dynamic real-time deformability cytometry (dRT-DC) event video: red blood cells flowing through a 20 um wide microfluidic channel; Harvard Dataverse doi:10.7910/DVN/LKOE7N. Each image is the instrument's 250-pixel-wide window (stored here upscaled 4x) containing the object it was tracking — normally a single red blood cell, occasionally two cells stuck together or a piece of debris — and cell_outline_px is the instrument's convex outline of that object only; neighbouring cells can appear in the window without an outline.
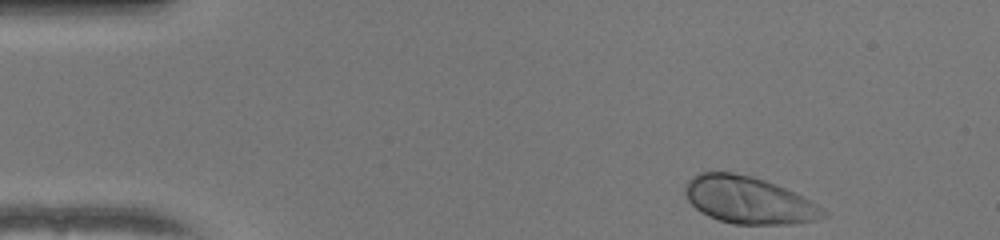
{"species": "human", "species_latin": "Homo sapiens", "temperature_condition": "warm", "stored_images_in_passage": 46, "camera_frame_rate_fps": 3000, "um_per_image_px": 0.085, "donor": {"sex": "female"}, "frame": {"image": 1, "passage_image": 1, "time_ms": 0.0, "image_size_px": [1000, 240], "cell_outline_px": [[828, 216], [816, 220], [792, 224], [732, 224], [708, 216], [696, 208], [688, 200], [684, 192], [684, 188], [688, 180], [692, 176], [700, 172], [732, 172], [752, 176], [776, 184], [816, 204], [828, 212]], "centroid_in_image_um": [63.62, 17.01], "position_along_channel_um": 21.4, "area_um2": 37.74}}
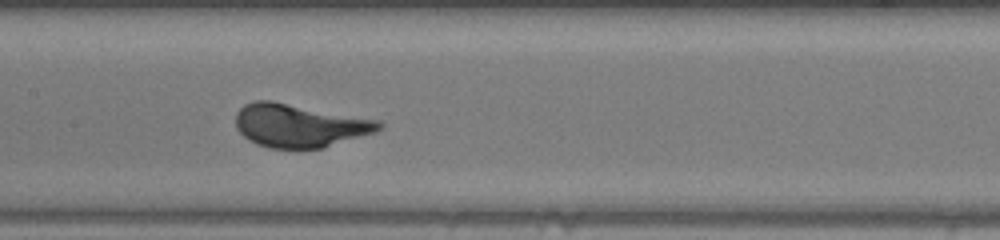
{"frame": {"image": 2, "passage_image": 20, "time_ms": 6.333, "image_size_px": [1000, 240], "cell_outline_px": [[384, 128], [376, 132], [324, 148], [268, 148], [256, 144], [248, 140], [236, 128], [236, 112], [244, 104], [256, 100], [272, 100], [380, 120], [384, 124]], "centroid_in_image_um": [25.48, 10.66], "position_along_channel_um": 181.9, "area_um2": 36.47}}
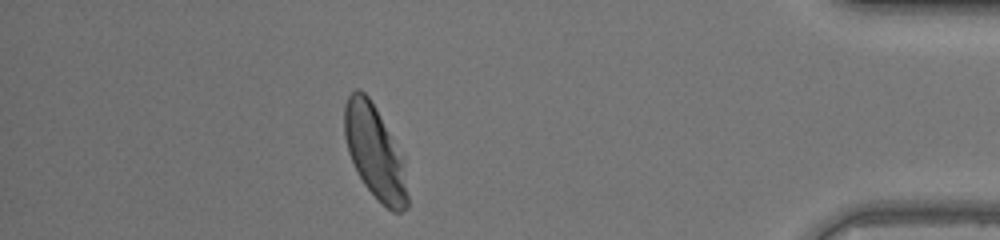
{"frame": {"image": 3, "passage_image": 40, "time_ms": 13.0, "image_size_px": [1000, 240], "cell_outline_px": [[408, 208], [400, 212], [392, 212], [364, 184], [348, 152], [344, 136], [344, 104], [348, 96], [356, 88], [360, 88], [368, 96], [376, 108], [404, 156], [408, 196]], "centroid_in_image_um": [31.88, 12.9], "position_along_channel_um": 403.3, "area_um2": 34.28}, "authors_computed_cell_mechanics": {"area_um2": 35.258, "velocity_mm_per_s": 4.0109, "shape_relaxation_time_tau1_ms": 2.0614, "shape_relaxation_time_tau2_ms": null, "deformation_change_tau1": 0.1657, "deformation_change_tau2": null}}